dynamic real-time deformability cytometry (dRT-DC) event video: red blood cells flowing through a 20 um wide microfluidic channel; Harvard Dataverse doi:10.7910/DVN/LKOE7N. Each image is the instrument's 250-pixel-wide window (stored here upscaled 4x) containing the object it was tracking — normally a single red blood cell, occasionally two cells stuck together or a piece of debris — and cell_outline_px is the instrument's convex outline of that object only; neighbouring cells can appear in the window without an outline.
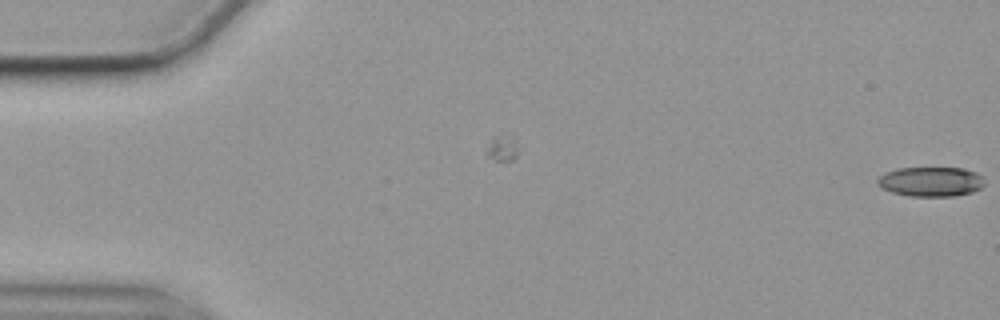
{"species": "common noctule bat (a hibernating species)", "species_latin": "Nyctalus noctula", "temperature_condition": "cold", "stored_images_in_passage": 5, "camera_frame_rate_fps": 3000, "um_per_image_px": 0.085, "animal": {"sex": "female", "body_mass_g": 19.9}, "frame": {"image": 1, "passage_image": 5, "time_ms": 1.333, "image_size_px": [1000, 320], "cell_outline_px": [[984, 184], [980, 188], [972, 192], [956, 196], [908, 196], [892, 192], [880, 188], [876, 184], [876, 180], [884, 172], [896, 168], [964, 168], [976, 172], [980, 176]], "centroid_in_image_um": [79.06, 15.44], "position_along_channel_um": 5.9, "area_um2": 18.61}}